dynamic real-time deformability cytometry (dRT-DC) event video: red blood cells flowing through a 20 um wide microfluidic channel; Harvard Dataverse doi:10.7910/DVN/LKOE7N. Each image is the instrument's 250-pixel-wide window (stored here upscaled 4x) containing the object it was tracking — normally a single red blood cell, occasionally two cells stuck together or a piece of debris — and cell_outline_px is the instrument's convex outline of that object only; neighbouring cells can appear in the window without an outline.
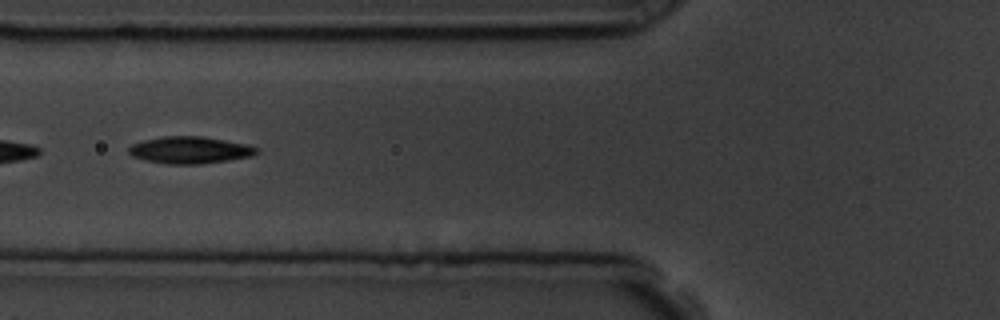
{"species": "common noctule bat (a hibernating species)", "species_latin": "Nyctalus noctula", "temperature_condition": "room temperature", "stored_images_in_passage": 9, "camera_frame_rate_fps": 3000, "um_per_image_px": 0.085, "animal": {"sex": "male", "body_mass_g": 19.5, "forearm_length_mm": 54.6}, "frame": {"image": 1, "passage_image": 6, "time_ms": 5.667, "image_size_px": [1000, 320], "cell_outline_px": [[260, 152], [252, 156], [228, 160], [200, 164], [164, 164], [144, 160], [132, 156], [128, 152], [128, 148], [132, 144], [144, 140], [164, 136], [200, 136], [248, 144], [260, 148]], "centroid_in_image_um": [16.16, 12.76], "position_along_channel_um": 109.6, "area_um2": 20.23}}
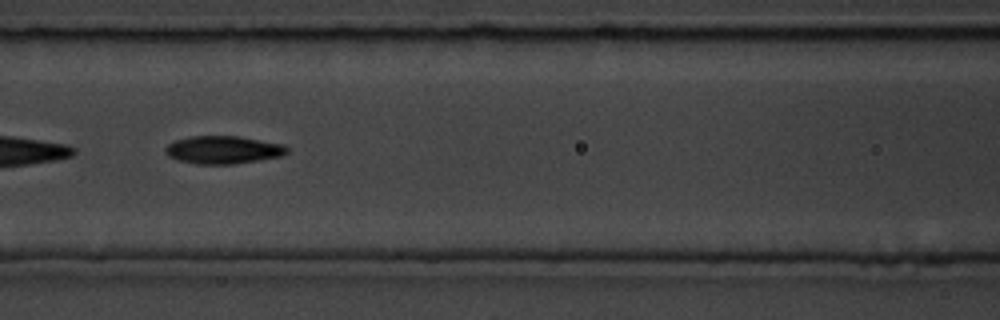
{"frame": {"image": 2, "passage_image": 7, "time_ms": 6.667, "image_size_px": [1000, 320], "cell_outline_px": [[288, 152], [280, 156], [232, 164], [196, 164], [180, 160], [168, 156], [164, 148], [168, 144], [176, 140], [192, 136], [236, 136], [284, 144], [288, 148]], "centroid_in_image_um": [18.96, 12.73], "position_along_channel_um": 147.6, "area_um2": 19.48}}